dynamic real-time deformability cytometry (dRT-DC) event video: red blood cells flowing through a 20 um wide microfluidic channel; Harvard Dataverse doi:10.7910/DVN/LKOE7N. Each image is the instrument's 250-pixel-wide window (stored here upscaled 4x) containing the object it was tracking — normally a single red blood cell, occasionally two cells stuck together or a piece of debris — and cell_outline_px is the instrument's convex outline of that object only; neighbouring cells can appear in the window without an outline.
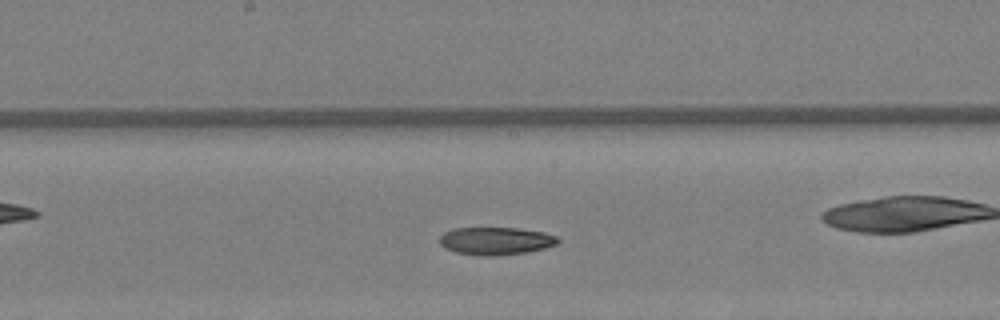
{"species": "Egyptian fruit bat (a non-hibernating species)", "species_latin": "Rousettus aegyptiacus", "temperature_condition": "warm", "stored_images_in_passage": 30, "camera_frame_rate_fps": 3000, "um_per_image_px": 0.085, "animal": {"sex": "female"}, "frame": {"image": 1, "passage_image": 18, "time_ms": 5.667, "image_size_px": [1000, 320], "cell_outline_px": [[560, 240], [556, 244], [544, 248], [524, 252], [492, 256], [480, 256], [456, 252], [444, 248], [440, 244], [440, 236], [444, 232], [456, 228], [516, 228], [544, 232], [556, 236]], "centroid_in_image_um": [42.11, 20.48], "position_along_channel_um": 206.1, "area_um2": 18.96}}